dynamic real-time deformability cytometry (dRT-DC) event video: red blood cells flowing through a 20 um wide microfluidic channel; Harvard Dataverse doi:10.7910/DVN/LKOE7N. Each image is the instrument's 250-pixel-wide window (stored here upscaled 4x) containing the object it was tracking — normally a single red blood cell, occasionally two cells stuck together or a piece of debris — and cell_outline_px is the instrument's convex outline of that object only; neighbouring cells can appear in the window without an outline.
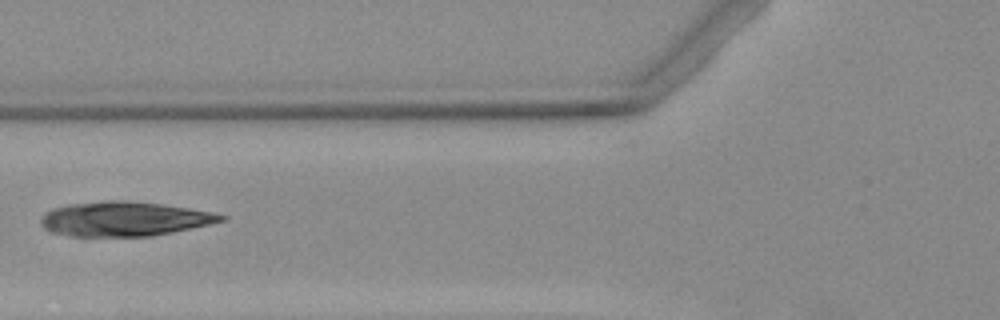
{"species": "Egyptian fruit bat (a non-hibernating species)", "species_latin": "Rousettus aegyptiacus", "temperature_condition": "warm", "stored_images_in_passage": 4, "camera_frame_rate_fps": 3000, "um_per_image_px": 0.085, "animal": {"sex": "female"}, "frame": {"image": 1, "passage_image": 4, "time_ms": 5.667, "image_size_px": [1000, 320], "cell_outline_px": [[228, 216], [224, 220], [208, 224], [172, 232], [148, 236], [72, 236], [52, 232], [44, 228], [40, 220], [52, 208], [68, 204], [108, 200], [124, 200], [160, 204], [216, 212]], "centroid_in_image_um": [10.57, 18.6], "position_along_channel_um": 115.2, "area_um2": 35.89}}